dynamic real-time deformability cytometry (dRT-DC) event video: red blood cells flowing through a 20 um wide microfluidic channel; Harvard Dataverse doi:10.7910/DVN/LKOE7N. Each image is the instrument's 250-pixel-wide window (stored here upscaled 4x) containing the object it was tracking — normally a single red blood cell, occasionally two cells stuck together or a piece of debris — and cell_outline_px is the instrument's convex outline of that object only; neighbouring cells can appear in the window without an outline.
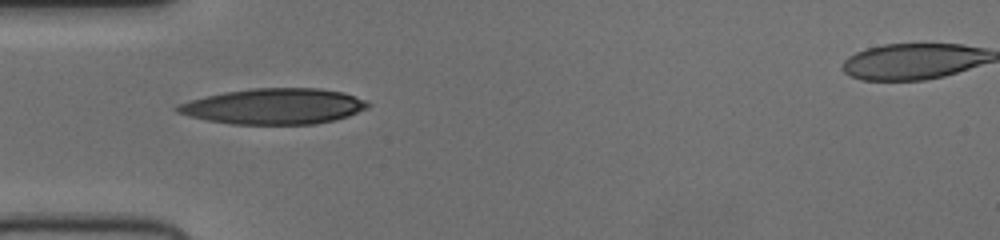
{"species": "human", "species_latin": "Homo sapiens", "temperature_condition": "cold", "stored_images_in_passage": 33, "camera_frame_rate_fps": 3000, "um_per_image_px": 0.085, "donor": {"sex": "female"}, "frame": {"image": 1, "passage_image": 1, "time_ms": 0.0, "image_size_px": [1000, 240], "cell_outline_px": [[372, 104], [368, 108], [348, 116], [316, 124], [232, 124], [208, 120], [176, 112], [176, 108], [180, 104], [192, 100], [224, 92], [252, 88], [320, 88], [344, 92], [364, 100]], "centroid_in_image_um": [23.35, 9.03], "position_along_channel_um": 61.6, "area_um2": 39.3}}
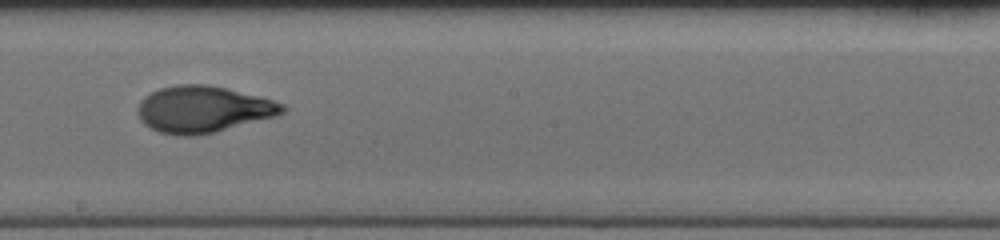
{"frame": {"image": 2, "passage_image": 14, "time_ms": 4.333, "image_size_px": [1000, 240], "cell_outline_px": [[288, 108], [284, 112], [276, 116], [216, 132], [196, 136], [176, 136], [160, 132], [144, 124], [140, 120], [140, 100], [144, 96], [160, 88], [176, 84], [208, 84], [272, 100], [284, 104]], "centroid_in_image_um": [17.27, 9.3], "position_along_channel_um": 230.9, "area_um2": 39.07}}
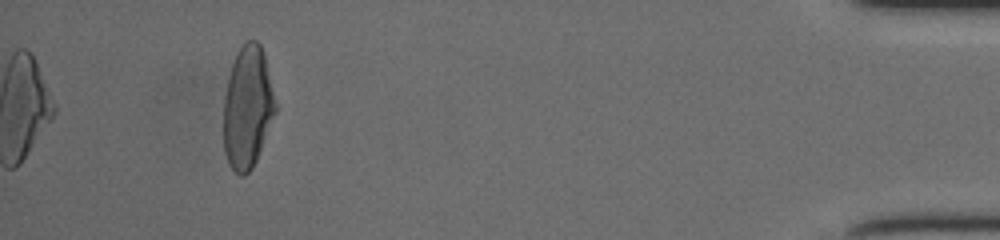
{"frame": {"image": 3, "passage_image": 33, "time_ms": 10.667, "image_size_px": [1000, 240], "cell_outline_px": [[276, 112], [256, 160], [252, 168], [244, 176], [240, 176], [228, 164], [224, 152], [224, 96], [232, 64], [236, 52], [244, 40], [256, 40], [260, 44], [264, 52], [276, 104]], "centroid_in_image_um": [21.04, 9.11], "position_along_channel_um": 414.2, "area_um2": 36.93}}